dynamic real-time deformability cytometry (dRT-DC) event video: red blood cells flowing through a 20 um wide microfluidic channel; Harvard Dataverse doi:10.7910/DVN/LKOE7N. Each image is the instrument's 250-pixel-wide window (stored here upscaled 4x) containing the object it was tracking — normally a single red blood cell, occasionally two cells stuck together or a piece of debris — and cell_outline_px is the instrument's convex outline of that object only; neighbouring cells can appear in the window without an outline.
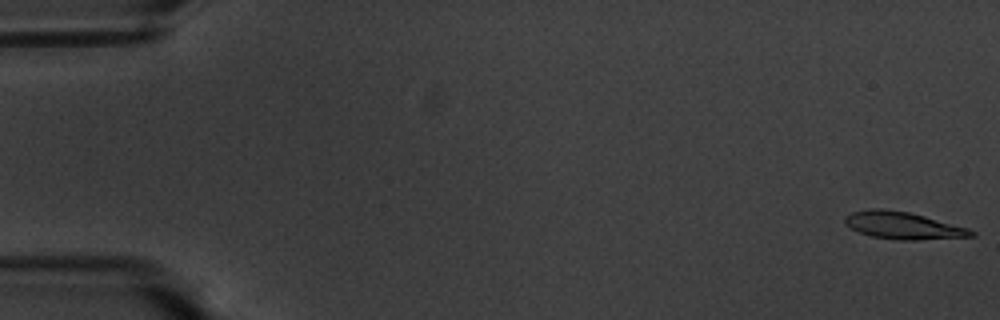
{"species": "common noctule bat (a hibernating species)", "species_latin": "Nyctalus noctula", "temperature_condition": "warm", "stored_images_in_passage": 57, "camera_frame_rate_fps": 3000, "um_per_image_px": 0.085, "animal": {"sex": "male", "body_mass_g": 20.1, "forearm_length_mm": 53.5}, "frame": {"image": 1, "passage_image": 1, "time_ms": 0.0, "image_size_px": [1000, 320], "cell_outline_px": [[976, 236], [916, 240], [900, 240], [872, 236], [860, 232], [844, 224], [844, 216], [852, 212], [872, 208], [880, 208], [908, 212], [924, 216], [968, 228], [976, 232]], "centroid_in_image_um": [76.75, 19.16], "position_along_channel_um": 8.2, "area_um2": 19.88}}
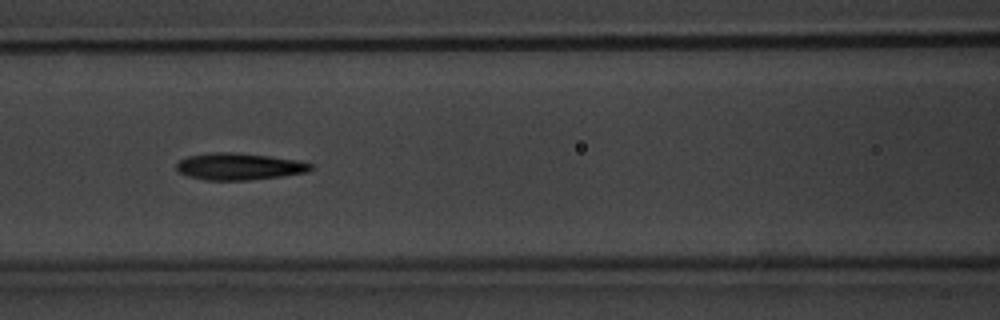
{"frame": {"image": 2, "passage_image": 25, "time_ms": 8.0, "image_size_px": [1000, 320], "cell_outline_px": [[316, 168], [308, 172], [280, 176], [248, 180], [208, 180], [188, 176], [180, 172], [176, 168], [176, 164], [180, 160], [188, 156], [212, 152], [232, 152], [268, 156], [296, 160], [316, 164]], "centroid_in_image_um": [20.37, 14.15], "position_along_channel_um": 146.2, "area_um2": 20.98}}
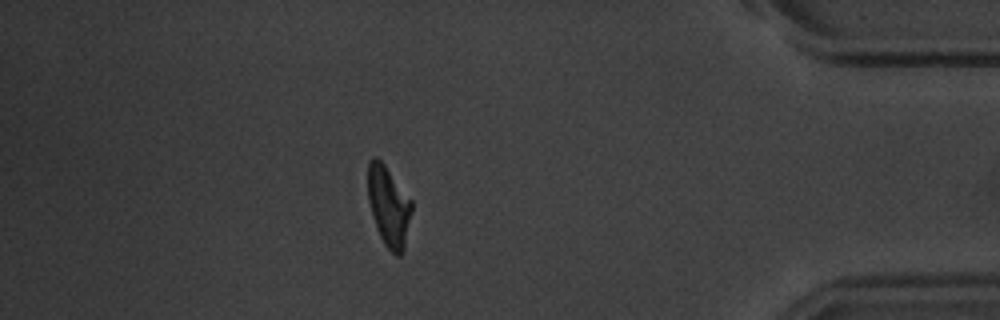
{"frame": {"image": 3, "passage_image": 50, "time_ms": 16.333, "image_size_px": [1000, 320], "cell_outline_px": [[412, 208], [404, 248], [400, 256], [396, 256], [384, 244], [380, 236], [372, 216], [368, 200], [368, 160], [372, 156], [376, 156], [384, 164], [412, 200]], "centroid_in_image_um": [33.02, 17.51], "position_along_channel_um": 402.2, "area_um2": 20.4}, "authors_computed_cell_mechanics": {"area_um2": 20.4612, "velocity_mm_per_s": 3.5448, "shape_relaxation_time_tau1_ms": 3.2481, "shape_relaxation_time_tau2_ms": 2.2383, "deformation_change_tau1": 0.2119, "deformation_change_tau2": 0.1021}}